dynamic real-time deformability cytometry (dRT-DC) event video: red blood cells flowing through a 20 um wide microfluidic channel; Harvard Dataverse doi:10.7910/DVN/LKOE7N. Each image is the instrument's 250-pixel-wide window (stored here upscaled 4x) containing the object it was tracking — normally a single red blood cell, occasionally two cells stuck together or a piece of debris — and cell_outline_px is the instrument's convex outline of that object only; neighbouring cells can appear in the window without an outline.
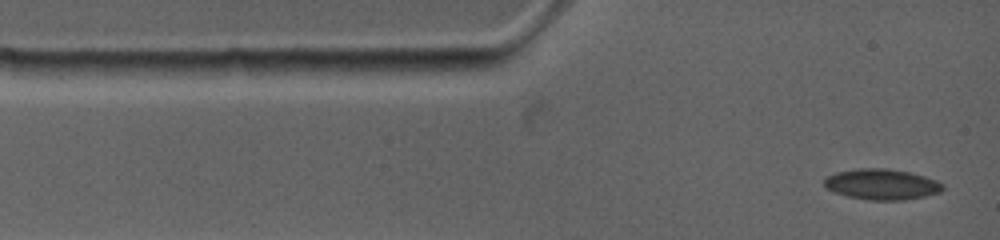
{"species": "common noctule bat (a hibernating species)", "species_latin": "Nyctalus noctula", "temperature_condition": "warm", "stored_images_in_passage": 11, "camera_frame_rate_fps": 4500, "um_per_image_px": 0.085, "animal": {"sex": "female", "body_mass_g": 19.0, "forearm_length_mm": 53.3}, "frame": {"image": 1, "passage_image": 1, "time_ms": 0.0, "image_size_px": [1000, 240], "cell_outline_px": [[944, 188], [940, 192], [924, 196], [904, 200], [868, 200], [848, 196], [836, 192], [828, 188], [824, 184], [824, 176], [836, 172], [860, 168], [888, 168], [908, 172], [924, 176], [936, 180], [944, 184]], "centroid_in_image_um": [74.95, 15.66], "position_along_channel_um": 10.0, "area_um2": 21.15}}
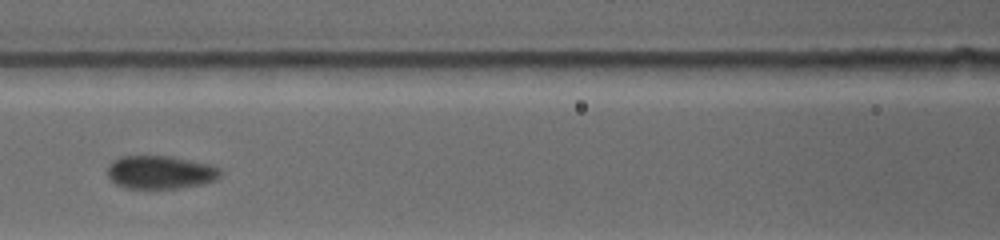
{"frame": {"image": 2, "passage_image": 5, "time_ms": 4.667, "image_size_px": [1000, 240], "cell_outline_px": [[220, 176], [216, 180], [204, 184], [180, 188], [128, 188], [116, 184], [108, 180], [108, 168], [116, 160], [128, 156], [160, 156], [204, 164], [216, 168], [220, 172]], "centroid_in_image_um": [13.59, 14.68], "position_along_channel_um": 153.0, "area_um2": 21.04}}
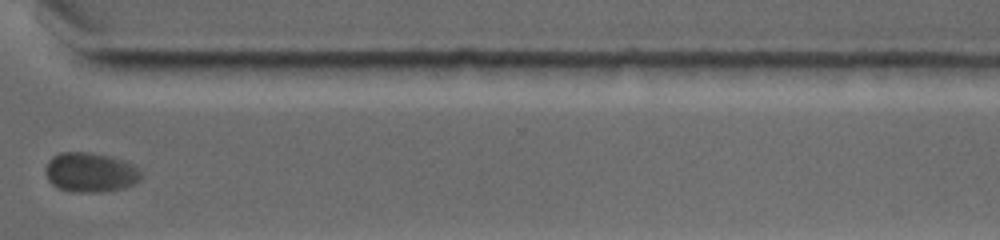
{"frame": {"image": 3, "passage_image": 10, "time_ms": 10.222, "image_size_px": [1000, 240], "cell_outline_px": [[144, 176], [140, 180], [124, 188], [100, 192], [72, 192], [56, 188], [48, 180], [44, 172], [48, 160], [52, 156], [60, 152], [88, 152], [108, 156], [132, 164], [140, 168], [144, 172]], "centroid_in_image_um": [7.68, 14.66], "position_along_channel_um": 362.9, "area_um2": 22.37}, "authors_computed_cell_mechanics": {"area_um2": 20.7502, "velocity_mm_per_s": 3.7712, "shape_relaxation_time_tau1_ms": 5.706, "shape_relaxation_time_tau2_ms": null, "deformation_change_tau1": 0.1247, "deformation_change_tau2": null}}